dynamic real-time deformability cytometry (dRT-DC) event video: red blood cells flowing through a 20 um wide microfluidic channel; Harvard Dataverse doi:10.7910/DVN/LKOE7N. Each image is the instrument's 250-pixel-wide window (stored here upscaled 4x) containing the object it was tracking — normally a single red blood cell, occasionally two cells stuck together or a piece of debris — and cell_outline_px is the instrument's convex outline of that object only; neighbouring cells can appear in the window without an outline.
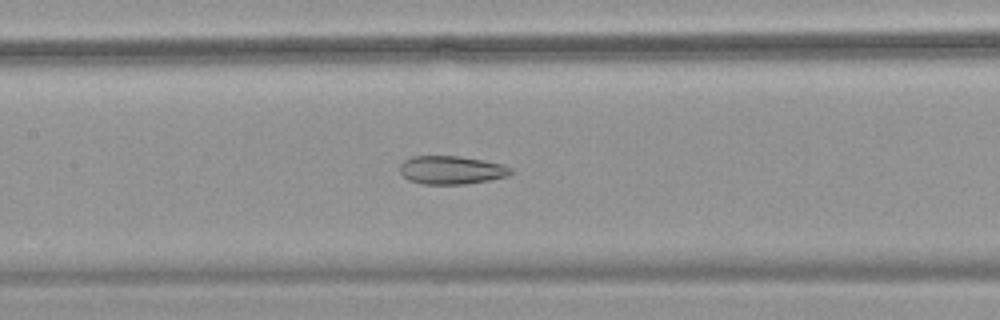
{"species": "common noctule bat (a hibernating species)", "species_latin": "Nyctalus noctula", "temperature_condition": "warm", "stored_images_in_passage": 52, "camera_frame_rate_fps": 3000, "um_per_image_px": 0.085, "animal": {"sex": "female", "body_mass_g": 18.4}, "frame": {"image": 1, "passage_image": 25, "time_ms": 8.0, "image_size_px": [1000, 320], "cell_outline_px": [[516, 172], [508, 176], [488, 180], [464, 184], [424, 184], [408, 180], [400, 172], [400, 164], [404, 160], [412, 156], [460, 156], [484, 160], [500, 164], [512, 168]], "centroid_in_image_um": [38.38, 14.45], "position_along_channel_um": 169.0, "area_um2": 18.38}}
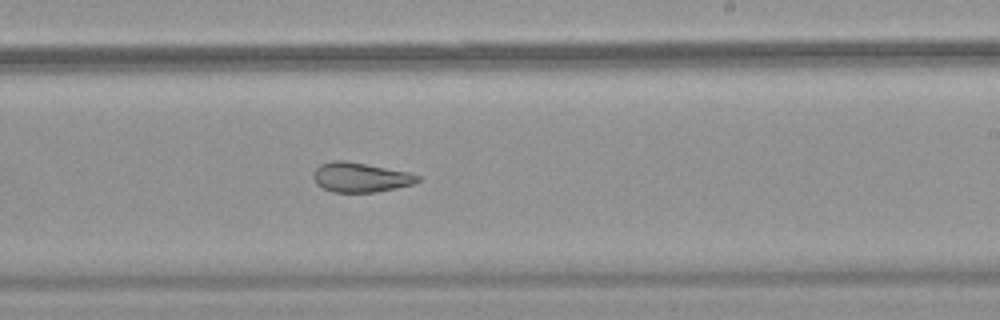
{"frame": {"image": 2, "passage_image": 32, "time_ms": 10.333, "image_size_px": [1000, 320], "cell_outline_px": [[420, 180], [412, 184], [396, 188], [376, 192], [332, 192], [316, 184], [312, 176], [316, 168], [320, 164], [332, 160], [344, 160], [408, 172], [420, 176]], "centroid_in_image_um": [30.61, 15.07], "position_along_channel_um": 258.4, "area_um2": 17.92}}
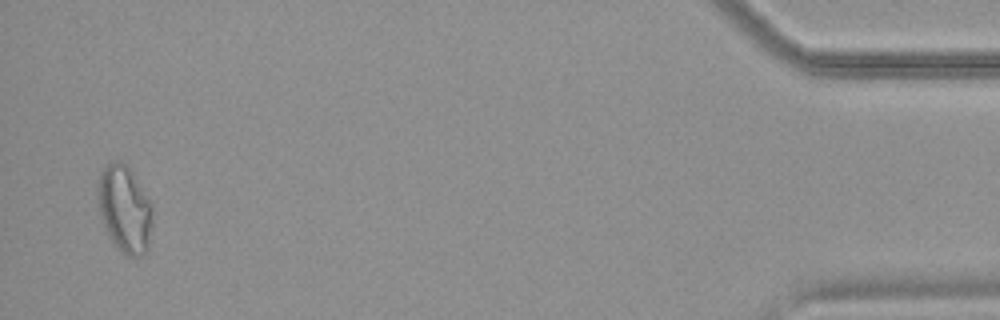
{"frame": {"image": 3, "passage_image": 51, "time_ms": 16.667, "image_size_px": [1000, 320], "cell_outline_px": [[152, 228], [148, 252], [144, 256], [128, 256], [120, 252], [116, 248], [108, 236], [100, 212], [100, 172], [112, 160], [120, 160], [128, 164], [152, 200]], "centroid_in_image_um": [10.67, 17.79], "position_along_channel_um": 424.5, "area_um2": 28.15}, "authors_computed_cell_mechanics": {"area_um2": 23.6691, "velocity_mm_per_s": 3.8561, "shape_relaxation_time_tau1_ms": null, "shape_relaxation_time_tau2_ms": 2.0741, "deformation_change_tau1": null, "deformation_change_tau2": 0.0926}}